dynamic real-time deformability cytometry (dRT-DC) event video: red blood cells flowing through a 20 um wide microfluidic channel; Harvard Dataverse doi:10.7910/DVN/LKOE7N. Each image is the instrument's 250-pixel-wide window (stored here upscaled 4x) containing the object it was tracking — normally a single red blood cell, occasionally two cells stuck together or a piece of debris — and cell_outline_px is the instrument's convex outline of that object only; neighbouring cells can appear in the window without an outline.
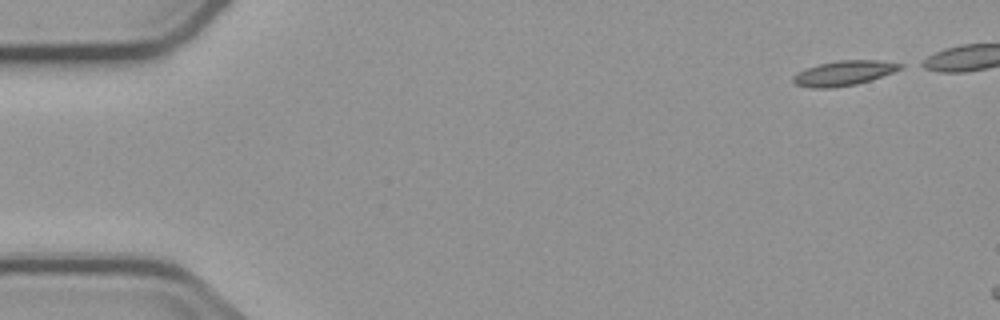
{"species": "common noctule bat (a hibernating species)", "species_latin": "Nyctalus noctula", "temperature_condition": "cold", "stored_images_in_passage": 3, "camera_frame_rate_fps": 3000, "um_per_image_px": 0.085, "animal": {"sex": "male", "body_mass_g": 23.1, "forearm_length_mm": 52.7}, "frame": {"image": 1, "passage_image": 1, "time_ms": 0.0, "image_size_px": [1000, 320], "cell_outline_px": [[904, 68], [872, 80], [856, 84], [832, 88], [812, 88], [796, 84], [792, 80], [792, 76], [796, 72], [820, 64], [840, 60], [880, 60], [904, 64]], "centroid_in_image_um": [71.76, 6.21], "position_along_channel_um": 13.2, "area_um2": 15.55}}